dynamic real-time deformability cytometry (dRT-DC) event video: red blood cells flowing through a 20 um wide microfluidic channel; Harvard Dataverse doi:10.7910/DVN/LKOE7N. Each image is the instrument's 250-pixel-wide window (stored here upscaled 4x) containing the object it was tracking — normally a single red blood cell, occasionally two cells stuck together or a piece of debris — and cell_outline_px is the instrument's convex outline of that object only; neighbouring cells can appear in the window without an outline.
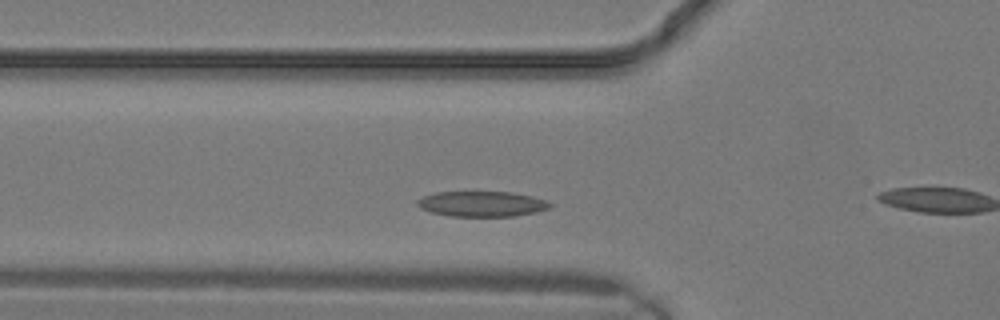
{"species": "common noctule bat (a hibernating species)", "species_latin": "Nyctalus noctula", "temperature_condition": "warm", "stored_images_in_passage": 10, "segment_of_instrument_passage": [1, 2], "camera_frame_rate_fps": 3000, "um_per_image_px": 0.085, "animal": {"sex": "male", "body_mass_g": 19.2, "forearm_length_mm": 51.8}, "frame": {"image": 1, "passage_image": 2, "time_ms": 0.333, "image_size_px": [1000, 320], "cell_outline_px": [[552, 204], [548, 208], [536, 212], [516, 216], [452, 216], [432, 212], [420, 208], [416, 204], [416, 200], [424, 196], [436, 192], [512, 192], [532, 196], [548, 200]], "centroid_in_image_um": [40.97, 17.33], "position_along_channel_um": 84.8, "area_um2": 19.59}}
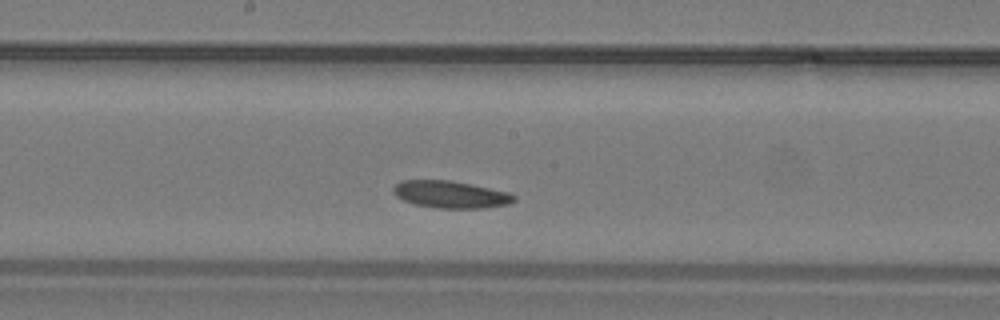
{"frame": {"image": 2, "passage_image": 7, "time_ms": 2.0, "image_size_px": [1000, 320], "cell_outline_px": [[516, 200], [508, 204], [484, 208], [436, 208], [416, 204], [404, 200], [396, 196], [392, 192], [392, 188], [400, 180], [448, 180], [508, 192], [516, 196]], "centroid_in_image_um": [38.28, 16.53], "position_along_channel_um": 209.9, "area_um2": 18.96}}
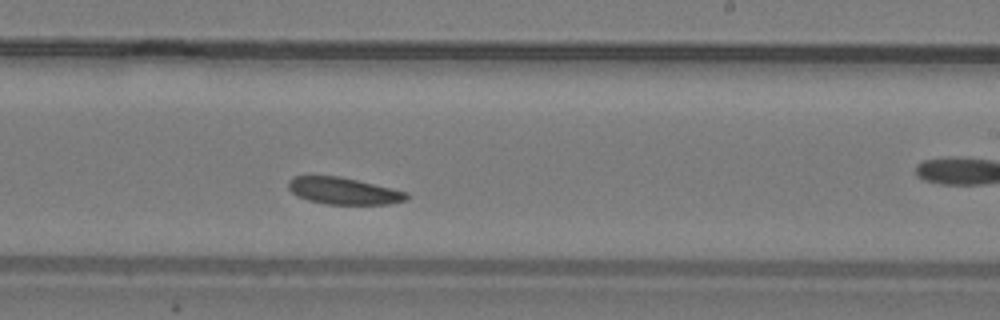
{"frame": {"image": 3, "passage_image": 9, "time_ms": 2.667, "image_size_px": [1000, 320], "cell_outline_px": [[408, 196], [404, 200], [388, 204], [328, 204], [308, 200], [296, 196], [288, 188], [288, 180], [292, 176], [340, 176], [408, 192]], "centroid_in_image_um": [29.15, 16.22], "position_along_channel_um": 259.8, "area_um2": 18.38}}